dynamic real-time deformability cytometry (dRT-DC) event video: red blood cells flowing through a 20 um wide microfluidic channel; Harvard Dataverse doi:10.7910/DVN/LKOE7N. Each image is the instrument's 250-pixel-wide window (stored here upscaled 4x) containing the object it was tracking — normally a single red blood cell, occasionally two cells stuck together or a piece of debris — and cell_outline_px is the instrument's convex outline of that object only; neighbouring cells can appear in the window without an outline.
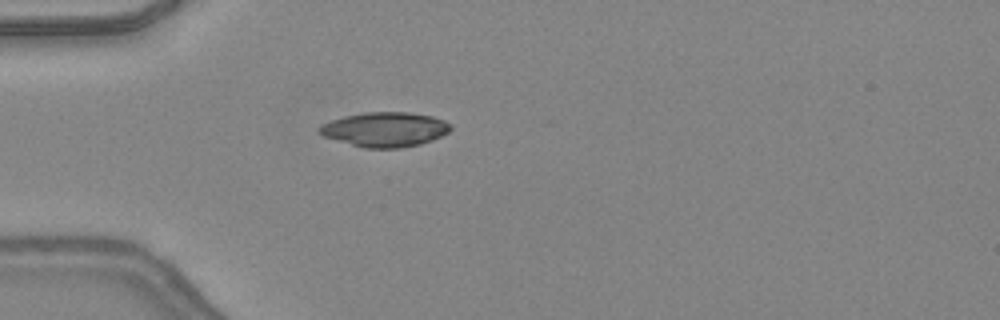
{"species": "common noctule bat (a hibernating species)", "species_latin": "Nyctalus noctula", "temperature_condition": "warm", "stored_images_in_passage": 21, "camera_frame_rate_fps": 3000, "um_per_image_px": 0.085, "animal": {"sex": "female", "body_mass_g": 24.6, "forearm_length_mm": 56.2}, "frame": {"image": 1, "passage_image": 15, "time_ms": 4.667, "image_size_px": [1000, 320], "cell_outline_px": [[452, 128], [448, 132], [432, 140], [420, 144], [400, 148], [364, 148], [324, 136], [316, 128], [332, 120], [344, 116], [364, 112], [408, 112], [432, 116], [444, 120], [452, 124]], "centroid_in_image_um": [32.75, 11.0], "position_along_channel_um": 52.2, "area_um2": 26.36}}